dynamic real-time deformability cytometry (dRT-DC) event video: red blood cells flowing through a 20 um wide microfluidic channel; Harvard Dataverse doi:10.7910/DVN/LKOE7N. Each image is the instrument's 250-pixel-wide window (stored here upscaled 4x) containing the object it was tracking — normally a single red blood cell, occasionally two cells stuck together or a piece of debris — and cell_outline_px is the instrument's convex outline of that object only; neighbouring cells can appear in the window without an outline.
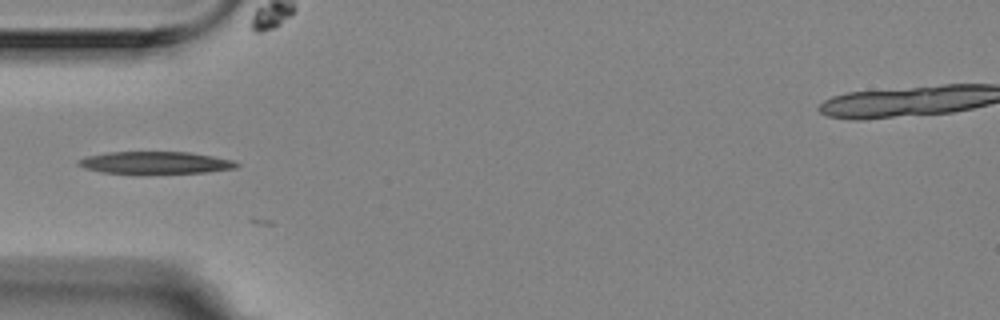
{"species": "Egyptian fruit bat (a non-hibernating species)", "species_latin": "Rousettus aegyptiacus", "temperature_condition": "room temperature", "stored_images_in_passage": 12, "camera_frame_rate_fps": 3000, "um_per_image_px": 0.085, "animal": {"sex": "female"}, "frame": {"image": 1, "passage_image": 2, "time_ms": 0.333, "image_size_px": [1000, 320], "cell_outline_px": [[240, 164], [236, 168], [208, 172], [140, 176], [100, 172], [84, 168], [76, 164], [76, 160], [84, 156], [108, 152], [188, 152], [212, 156], [232, 160]], "centroid_in_image_um": [13.12, 13.87], "position_along_channel_um": 71.9, "area_um2": 21.62}}
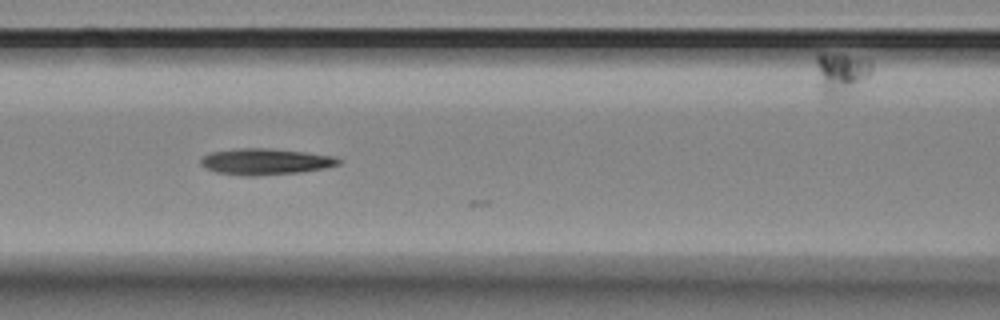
{"frame": {"image": 2, "passage_image": 8, "time_ms": 2.333, "image_size_px": [1000, 320], "cell_outline_px": [[340, 164], [324, 168], [300, 172], [256, 176], [244, 176], [216, 172], [200, 164], [200, 160], [204, 156], [212, 152], [240, 148], [264, 148], [304, 152], [336, 156], [340, 160]], "centroid_in_image_um": [22.57, 13.74], "position_along_channel_um": 144.0, "area_um2": 20.87}}
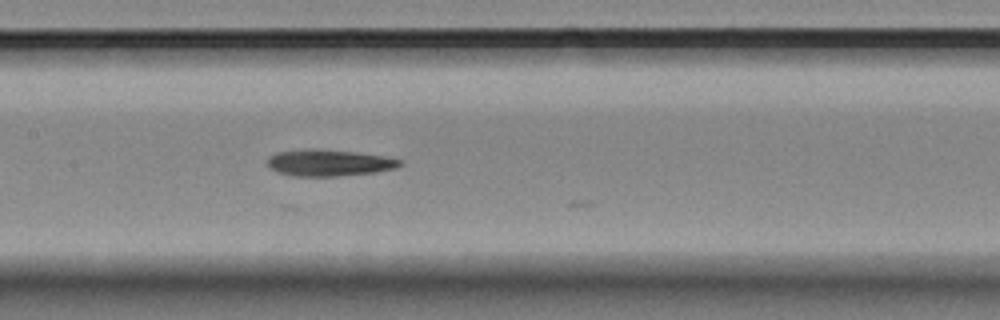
{"frame": {"image": 3, "passage_image": 11, "time_ms": 3.333, "image_size_px": [1000, 320], "cell_outline_px": [[404, 164], [396, 168], [372, 172], [336, 176], [292, 176], [280, 172], [272, 168], [268, 164], [268, 156], [276, 152], [356, 152], [384, 156], [404, 160]], "centroid_in_image_um": [28.07, 13.88], "position_along_channel_um": 179.3, "area_um2": 19.25}}